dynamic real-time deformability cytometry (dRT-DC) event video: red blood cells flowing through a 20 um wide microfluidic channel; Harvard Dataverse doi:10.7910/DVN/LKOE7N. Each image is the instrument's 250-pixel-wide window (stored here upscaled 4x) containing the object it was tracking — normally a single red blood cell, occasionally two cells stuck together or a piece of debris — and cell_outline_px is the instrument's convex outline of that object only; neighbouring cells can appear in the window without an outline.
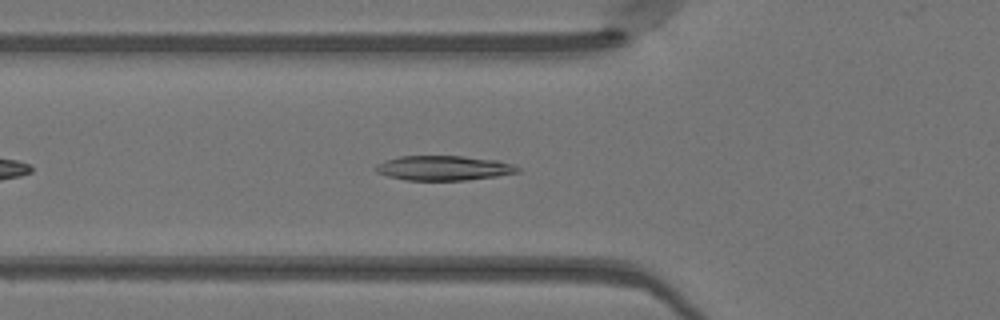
{"species": "Egyptian fruit bat (a non-hibernating species)", "species_latin": "Rousettus aegyptiacus", "temperature_condition": "warm", "stored_images_in_passage": 40, "camera_frame_rate_fps": 3000, "um_per_image_px": 0.085, "animal": {"sex": "female"}, "frame": {"image": 1, "passage_image": 7, "time_ms": 2.0, "image_size_px": [1000, 320], "cell_outline_px": [[520, 172], [496, 176], [468, 180], [404, 180], [388, 176], [376, 172], [376, 164], [384, 160], [400, 156], [464, 156], [496, 160], [516, 164], [520, 168]], "centroid_in_image_um": [37.73, 14.28], "position_along_channel_um": 88.1, "area_um2": 20.58}}
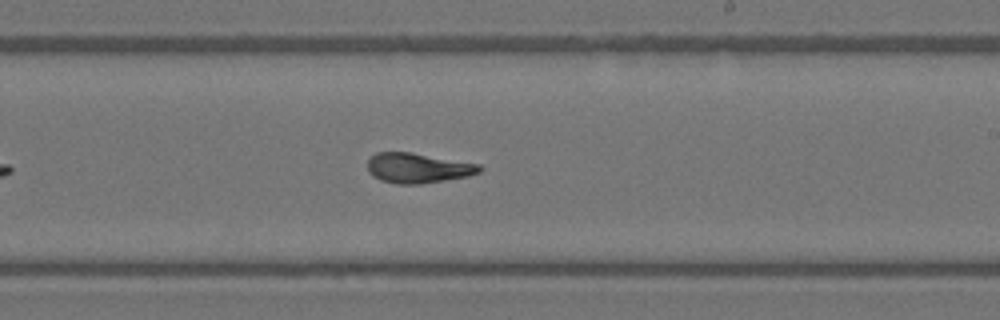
{"frame": {"image": 2, "passage_image": 19, "time_ms": 6.0, "image_size_px": [1000, 320], "cell_outline_px": [[484, 168], [480, 172], [468, 176], [420, 184], [396, 184], [380, 180], [372, 176], [368, 172], [368, 160], [376, 152], [412, 152], [480, 164]], "centroid_in_image_um": [35.52, 14.28], "position_along_channel_um": 253.5, "area_um2": 19.71}}
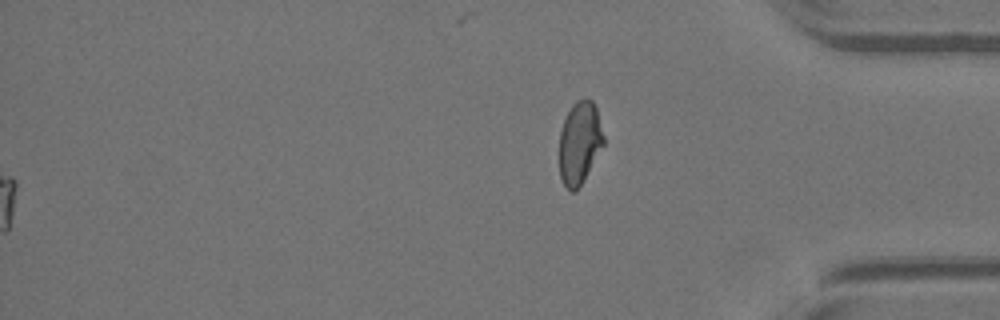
{"frame": {"image": 3, "passage_image": 40, "time_ms": 13.0, "image_size_px": [1000, 320], "cell_outline_px": [[604, 144], [584, 180], [572, 192], [564, 184], [560, 176], [560, 132], [564, 120], [572, 104], [576, 100], [584, 96], [592, 100], [596, 108], [604, 136]], "centroid_in_image_um": [49.28, 12.08], "position_along_channel_um": 385.9, "area_um2": 21.15}, "authors_computed_cell_mechanics": {"area_um2": 19.6231, "velocity_mm_per_s": 4.1134, "shape_relaxation_time_tau1_ms": 9.7283, "shape_relaxation_time_tau2_ms": 1.4669, "deformation_change_tau1": 0.3249, "deformation_change_tau2": 0.0927}}